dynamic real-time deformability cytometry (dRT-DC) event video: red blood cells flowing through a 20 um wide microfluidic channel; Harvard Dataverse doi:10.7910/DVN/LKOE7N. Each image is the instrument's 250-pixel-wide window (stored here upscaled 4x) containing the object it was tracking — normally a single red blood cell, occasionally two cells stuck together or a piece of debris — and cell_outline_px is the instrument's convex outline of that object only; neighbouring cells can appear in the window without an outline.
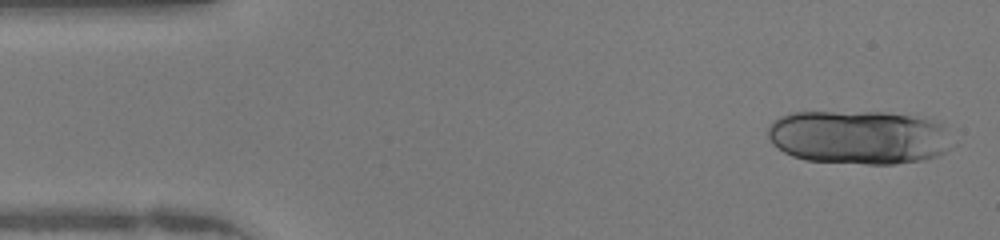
{"species": "human", "species_latin": "Homo sapiens", "temperature_condition": "warm", "stored_images_in_passage": 46, "segment_of_instrument_passage": [1, 2], "camera_frame_rate_fps": 3000, "um_per_image_px": 0.085, "donor": {"sex": "female"}, "frame": {"image": 1, "passage_image": 2, "time_ms": 0.333, "image_size_px": [1000, 240], "cell_outline_px": [[960, 144], [940, 156], [924, 160], [896, 164], [868, 164], [804, 160], [792, 156], [784, 152], [772, 144], [768, 136], [768, 128], [772, 120], [780, 116], [792, 112], [888, 112], [932, 116], [940, 120]], "centroid_in_image_um": [73.18, 11.65], "position_along_channel_um": 11.8, "area_um2": 60.17}}
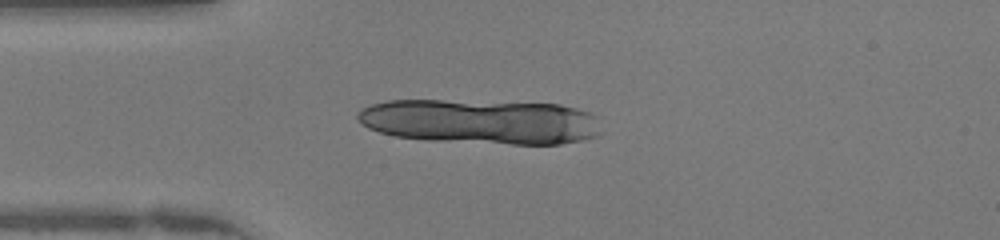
{"frame": {"image": 2, "passage_image": 11, "time_ms": 3.333, "image_size_px": [1000, 240], "cell_outline_px": [[604, 132], [600, 136], [584, 140], [560, 144], [512, 144], [428, 140], [396, 136], [380, 132], [368, 128], [360, 124], [356, 116], [356, 112], [360, 108], [372, 104], [388, 100], [440, 100], [560, 104], [592, 112], [596, 116]], "centroid_in_image_um": [40.9, 10.33], "position_along_channel_um": 44.1, "area_um2": 64.39}}